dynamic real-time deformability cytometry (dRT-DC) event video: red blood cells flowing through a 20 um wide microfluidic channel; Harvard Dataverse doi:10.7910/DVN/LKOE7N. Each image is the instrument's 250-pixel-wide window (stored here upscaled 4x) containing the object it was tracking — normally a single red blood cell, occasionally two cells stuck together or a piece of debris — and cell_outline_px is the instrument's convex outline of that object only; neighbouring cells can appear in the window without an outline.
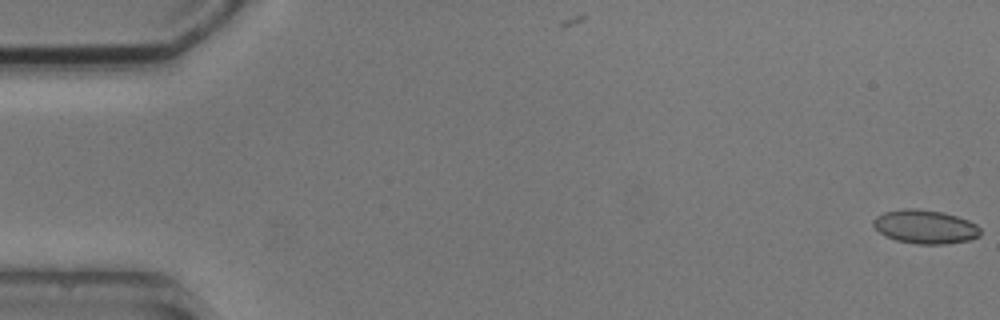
{"species": "common noctule bat (a hibernating species)", "species_latin": "Nyctalus noctula", "temperature_condition": "cold", "stored_images_in_passage": 5, "camera_frame_rate_fps": 3000, "um_per_image_px": 0.085, "animal": {"sex": "male", "body_mass_g": 20.5, "forearm_length_mm": 52.5}, "frame": {"image": 1, "passage_image": 1, "time_ms": 0.0, "image_size_px": [1000, 320], "cell_outline_px": [[980, 236], [968, 240], [944, 244], [916, 244], [896, 240], [884, 236], [872, 224], [872, 220], [876, 216], [884, 212], [904, 208], [916, 208], [944, 212], [968, 220], [976, 224], [980, 228]], "centroid_in_image_um": [78.62, 19.27], "position_along_channel_um": 6.4, "area_um2": 21.15}}